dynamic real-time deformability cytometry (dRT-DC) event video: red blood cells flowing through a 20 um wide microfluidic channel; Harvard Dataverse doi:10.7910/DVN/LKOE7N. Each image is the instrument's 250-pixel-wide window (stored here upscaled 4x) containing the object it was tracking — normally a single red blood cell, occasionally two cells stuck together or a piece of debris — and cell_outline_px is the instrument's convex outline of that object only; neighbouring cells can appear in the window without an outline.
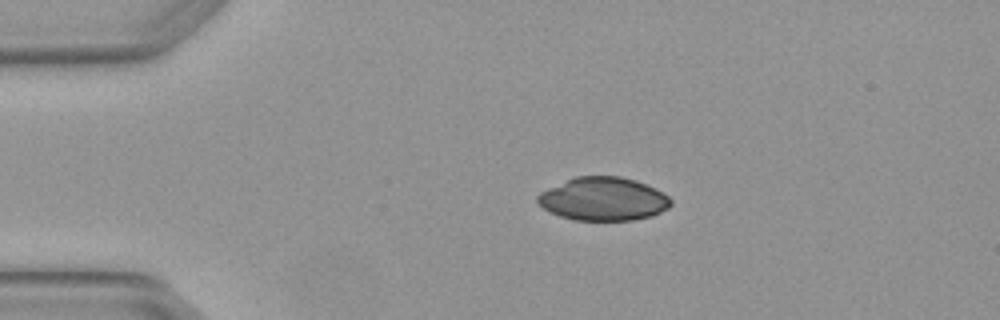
{"species": "Egyptian fruit bat (a non-hibernating species)", "species_latin": "Rousettus aegyptiacus", "temperature_condition": "warm", "stored_images_in_passage": 2, "camera_frame_rate_fps": 3000, "um_per_image_px": 0.085, "animal": {"sex": "female"}, "frame": {"image": 1, "passage_image": 1, "time_ms": 0.0, "image_size_px": [1000, 320], "cell_outline_px": [[672, 204], [668, 208], [652, 216], [632, 220], [576, 220], [560, 216], [544, 208], [536, 200], [536, 196], [540, 192], [548, 188], [576, 176], [620, 176], [636, 180], [668, 196], [672, 200]], "centroid_in_image_um": [51.28, 16.91], "position_along_channel_um": 33.7, "area_um2": 33.35}}